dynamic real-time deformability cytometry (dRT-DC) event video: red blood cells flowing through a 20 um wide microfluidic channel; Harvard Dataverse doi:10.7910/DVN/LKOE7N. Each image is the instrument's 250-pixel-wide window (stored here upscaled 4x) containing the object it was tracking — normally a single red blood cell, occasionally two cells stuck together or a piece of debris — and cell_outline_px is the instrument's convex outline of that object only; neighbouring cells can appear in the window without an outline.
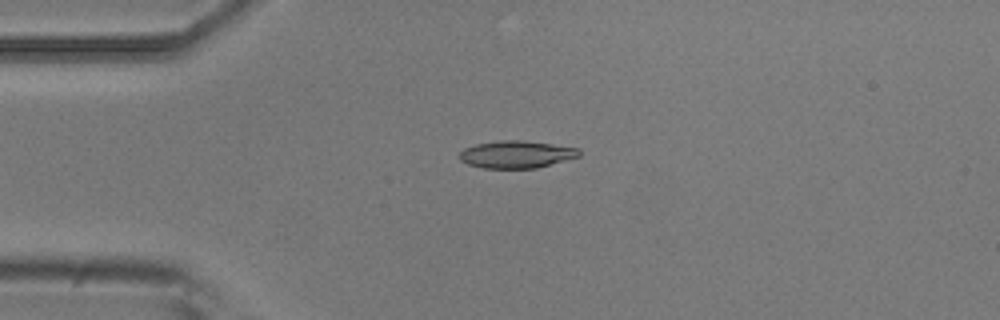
{"species": "common noctule bat (a hibernating species)", "species_latin": "Nyctalus noctula", "temperature_condition": "room temperature", "stored_images_in_passage": 7, "camera_frame_rate_fps": 3000, "um_per_image_px": 0.085, "animal": {"sex": "male", "body_mass_g": 20.5, "forearm_length_mm": 52.5}, "frame": {"image": 1, "passage_image": 1, "time_ms": 0.0, "image_size_px": [1000, 320], "cell_outline_px": [[580, 156], [536, 168], [484, 168], [468, 164], [460, 160], [460, 152], [464, 148], [476, 144], [500, 140], [524, 140], [580, 148]], "centroid_in_image_um": [43.9, 13.11], "position_along_channel_um": 41.1, "area_um2": 19.02}}